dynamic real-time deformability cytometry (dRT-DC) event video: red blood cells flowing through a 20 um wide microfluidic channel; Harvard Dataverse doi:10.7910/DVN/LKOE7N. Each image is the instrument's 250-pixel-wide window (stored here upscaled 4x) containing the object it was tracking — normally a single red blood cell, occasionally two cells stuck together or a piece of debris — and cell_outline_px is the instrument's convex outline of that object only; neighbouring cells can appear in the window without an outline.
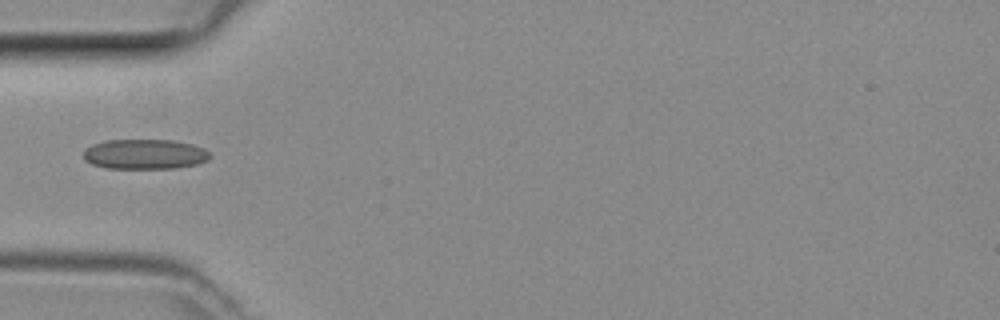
{"species": "common noctule bat (a hibernating species)", "species_latin": "Nyctalus noctula", "temperature_condition": "room temperature", "stored_images_in_passage": 11, "camera_frame_rate_fps": 3000, "um_per_image_px": 0.085, "animal": {"sex": "female", "body_mass_g": 29.2, "forearm_length_mm": 56.3}, "frame": {"image": 1, "passage_image": 1, "time_ms": 0.0, "image_size_px": [1000, 320], "cell_outline_px": [[212, 156], [208, 160], [196, 164], [176, 168], [108, 168], [92, 164], [84, 160], [84, 148], [92, 144], [104, 140], [172, 140], [192, 144], [204, 148]], "centroid_in_image_um": [12.29, 13.1], "position_along_channel_um": 72.7, "area_um2": 22.2}}